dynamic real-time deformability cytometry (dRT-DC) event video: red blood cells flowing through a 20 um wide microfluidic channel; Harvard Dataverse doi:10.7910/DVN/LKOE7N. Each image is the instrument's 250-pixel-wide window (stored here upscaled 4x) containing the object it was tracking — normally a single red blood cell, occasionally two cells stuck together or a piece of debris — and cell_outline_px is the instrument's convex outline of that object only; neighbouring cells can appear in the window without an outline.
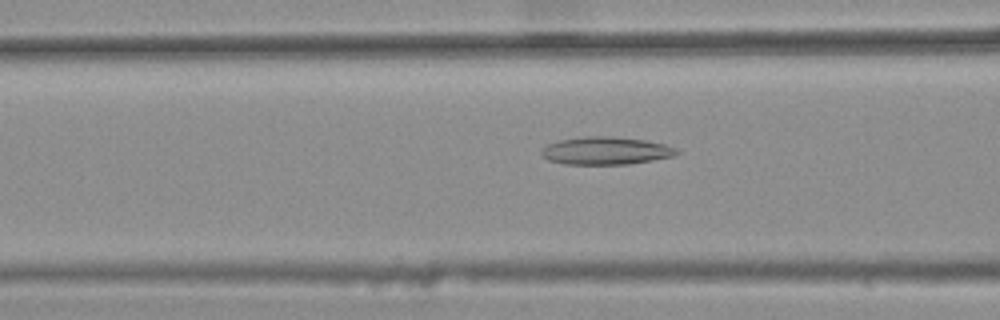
{"species": "common noctule bat (a hibernating species)", "species_latin": "Nyctalus noctula", "temperature_condition": "warm", "stored_images_in_passage": 35, "camera_frame_rate_fps": 3000, "um_per_image_px": 0.085, "animal": {"sex": "female", "body_mass_g": 25.1}, "frame": {"image": 1, "passage_image": 9, "time_ms": 2.667, "image_size_px": [1000, 320], "cell_outline_px": [[680, 152], [676, 156], [628, 164], [564, 164], [548, 160], [540, 156], [540, 152], [548, 144], [560, 140], [584, 136], [612, 136], [644, 140], [664, 144], [676, 148]], "centroid_in_image_um": [51.49, 12.81], "position_along_channel_um": 115.1, "area_um2": 21.91}}
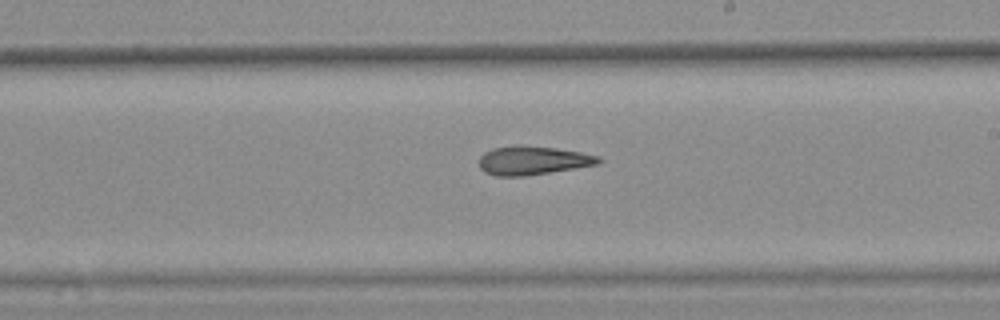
{"frame": {"image": 2, "passage_image": 19, "time_ms": 6.0, "image_size_px": [1000, 320], "cell_outline_px": [[604, 160], [600, 164], [524, 176], [496, 176], [484, 172], [480, 168], [480, 156], [484, 152], [492, 148], [516, 144], [520, 144], [556, 148], [580, 152], [600, 156]], "centroid_in_image_um": [45.29, 13.62], "position_along_channel_um": 243.7, "area_um2": 20.23}}
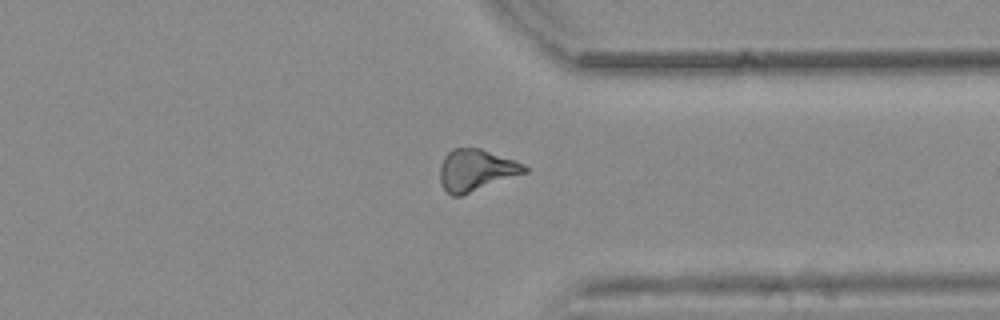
{"frame": {"image": 3, "passage_image": 29, "time_ms": 9.333, "image_size_px": [1000, 320], "cell_outline_px": [[528, 172], [460, 196], [452, 196], [444, 188], [440, 180], [440, 164], [444, 156], [452, 148], [480, 148], [524, 164], [528, 168]], "centroid_in_image_um": [40.45, 14.46], "position_along_channel_um": 370.9, "area_um2": 20.4}, "authors_computed_cell_mechanics": {"area_um2": 20.3456, "velocity_mm_per_s": 3.8697, "shape_relaxation_time_tau1_ms": null, "shape_relaxation_time_tau2_ms": 9.7168, "deformation_change_tau1": null, "deformation_change_tau2": 0.2465}}